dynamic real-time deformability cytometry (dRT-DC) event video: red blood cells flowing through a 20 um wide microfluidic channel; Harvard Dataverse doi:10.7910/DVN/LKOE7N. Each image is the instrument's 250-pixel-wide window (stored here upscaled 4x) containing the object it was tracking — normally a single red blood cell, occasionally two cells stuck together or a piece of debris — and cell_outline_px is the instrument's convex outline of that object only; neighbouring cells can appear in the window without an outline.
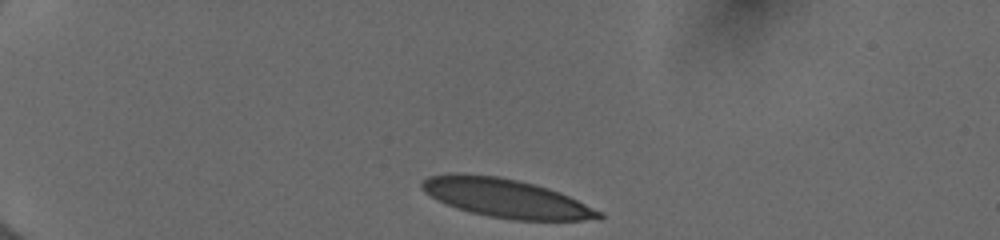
{"species": "human", "species_latin": "Homo sapiens", "temperature_condition": "cold", "stored_images_in_passage": 36, "camera_frame_rate_fps": 3000, "um_per_image_px": 0.085, "donor": {"sex": "female"}, "frame": {"image": 1, "passage_image": 1, "time_ms": 0.0, "image_size_px": [1000, 240], "cell_outline_px": [[604, 216], [600, 220], [512, 220], [488, 216], [456, 208], [432, 196], [420, 188], [420, 184], [428, 176], [456, 172], [500, 176], [548, 188], [560, 192], [604, 212]], "centroid_in_image_um": [43.05, 16.84], "position_along_channel_um": 42.0, "area_um2": 39.94}}
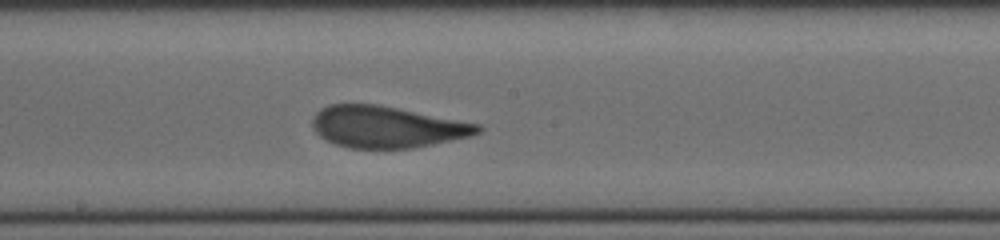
{"frame": {"image": 2, "passage_image": 19, "time_ms": 6.0, "image_size_px": [1000, 240], "cell_outline_px": [[484, 128], [480, 132], [472, 136], [412, 148], [348, 148], [324, 140], [312, 128], [312, 116], [320, 108], [328, 104], [376, 104], [480, 124]], "centroid_in_image_um": [32.84, 10.79], "position_along_channel_um": 215.4, "area_um2": 40.11}}
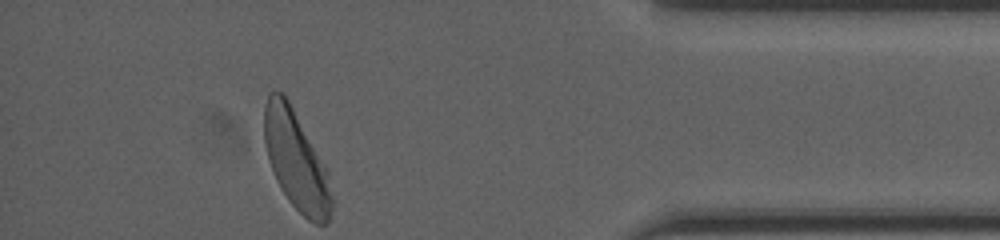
{"frame": {"image": 3, "passage_image": 36, "time_ms": 11.667, "image_size_px": [1000, 240], "cell_outline_px": [[332, 208], [328, 220], [324, 224], [316, 224], [308, 220], [288, 200], [276, 180], [268, 160], [264, 144], [264, 108], [268, 96], [272, 92], [284, 92], [328, 168], [332, 196]], "centroid_in_image_um": [25.18, 13.64], "position_along_channel_um": 410.0, "area_um2": 39.19}, "authors_computed_cell_mechanics": {"area_um2": 40.4889, "velocity_mm_per_s": 3.9636, "shape_relaxation_time_tau1_ms": 4.1243, "shape_relaxation_time_tau2_ms": 0.797, "deformation_change_tau1": 0.1746, "deformation_change_tau2": 0.067}}